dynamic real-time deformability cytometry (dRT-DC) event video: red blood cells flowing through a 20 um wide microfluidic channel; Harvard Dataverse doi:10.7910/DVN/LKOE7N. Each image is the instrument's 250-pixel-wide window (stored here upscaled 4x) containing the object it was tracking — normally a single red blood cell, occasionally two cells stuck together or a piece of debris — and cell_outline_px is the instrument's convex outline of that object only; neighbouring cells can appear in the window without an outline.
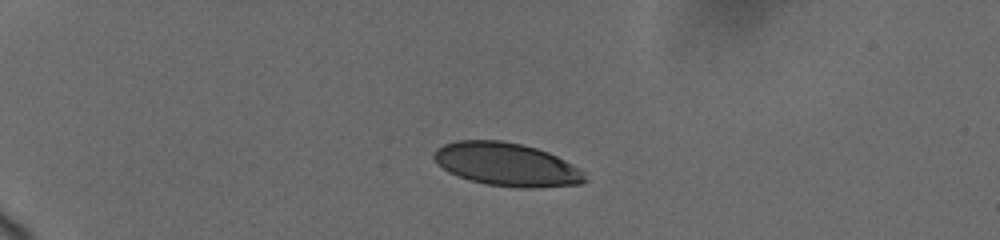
{"species": "human", "species_latin": "Homo sapiens", "temperature_condition": "cold", "stored_images_in_passage": 26, "camera_frame_rate_fps": 3000, "um_per_image_px": 0.085, "donor": {"sex": "female"}, "frame": {"image": 1, "passage_image": 6, "time_ms": 3.0, "image_size_px": [1000, 240], "cell_outline_px": [[588, 180], [580, 184], [532, 188], [520, 188], [484, 184], [468, 180], [448, 172], [432, 156], [432, 152], [436, 148], [444, 144], [456, 140], [500, 140], [520, 144], [536, 148], [548, 152], [580, 168], [584, 172]], "centroid_in_image_um": [43.06, 13.98], "position_along_channel_um": 41.9, "area_um2": 38.15}}
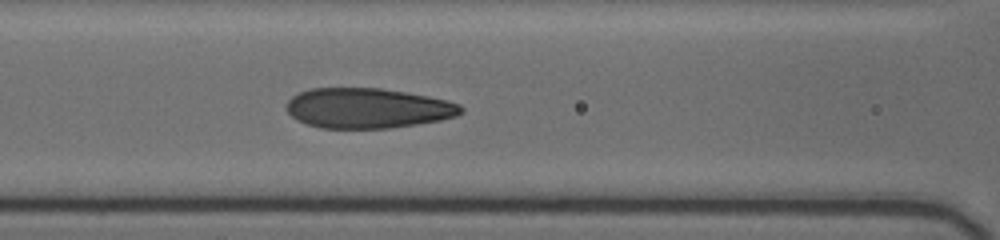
{"frame": {"image": 2, "passage_image": 15, "time_ms": 7.333, "image_size_px": [1000, 240], "cell_outline_px": [[464, 112], [456, 116], [440, 120], [416, 124], [388, 128], [320, 128], [296, 120], [288, 112], [288, 100], [292, 96], [300, 92], [312, 88], [380, 88], [428, 96], [448, 100], [460, 104], [464, 108]], "centroid_in_image_um": [31.28, 9.19], "position_along_channel_um": 135.3, "area_um2": 40.69}}
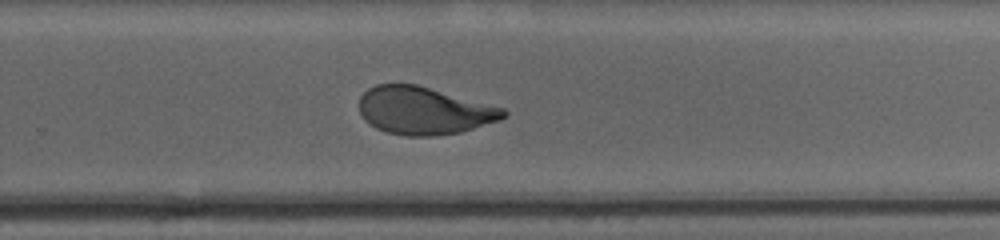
{"frame": {"image": 3, "passage_image": 26, "time_ms": 11.667, "image_size_px": [1000, 240], "cell_outline_px": [[508, 116], [500, 120], [460, 132], [436, 136], [404, 136], [388, 132], [376, 128], [368, 124], [364, 120], [360, 112], [360, 96], [368, 88], [376, 84], [416, 84], [504, 108], [508, 112]], "centroid_in_image_um": [36.03, 9.41], "position_along_channel_um": 293.8, "area_um2": 40.06}}